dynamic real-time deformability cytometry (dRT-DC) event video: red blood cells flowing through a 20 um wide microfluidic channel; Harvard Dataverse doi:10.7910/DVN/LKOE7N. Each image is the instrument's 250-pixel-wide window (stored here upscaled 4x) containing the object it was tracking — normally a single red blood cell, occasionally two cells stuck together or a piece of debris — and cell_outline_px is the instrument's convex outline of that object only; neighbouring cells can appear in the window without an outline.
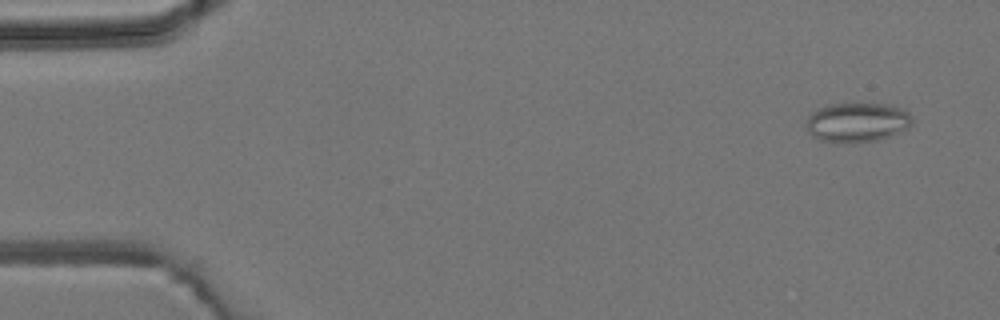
{"species": "common noctule bat (a hibernating species)", "species_latin": "Nyctalus noctula", "temperature_condition": "room temperature", "stored_images_in_passage": 4, "camera_frame_rate_fps": 3000, "um_per_image_px": 0.085, "animal": {"sex": "male", "body_mass_g": 19.2, "forearm_length_mm": 51.8}, "frame": {"image": 1, "passage_image": 1, "time_ms": 0.0, "image_size_px": [1000, 320], "cell_outline_px": [[912, 124], [908, 128], [900, 132], [880, 140], [852, 144], [844, 144], [820, 140], [812, 136], [808, 132], [808, 116], [816, 108], [828, 104], [892, 104], [908, 112], [912, 116]], "centroid_in_image_um": [72.87, 10.42], "position_along_channel_um": 12.1, "area_um2": 24.8}}